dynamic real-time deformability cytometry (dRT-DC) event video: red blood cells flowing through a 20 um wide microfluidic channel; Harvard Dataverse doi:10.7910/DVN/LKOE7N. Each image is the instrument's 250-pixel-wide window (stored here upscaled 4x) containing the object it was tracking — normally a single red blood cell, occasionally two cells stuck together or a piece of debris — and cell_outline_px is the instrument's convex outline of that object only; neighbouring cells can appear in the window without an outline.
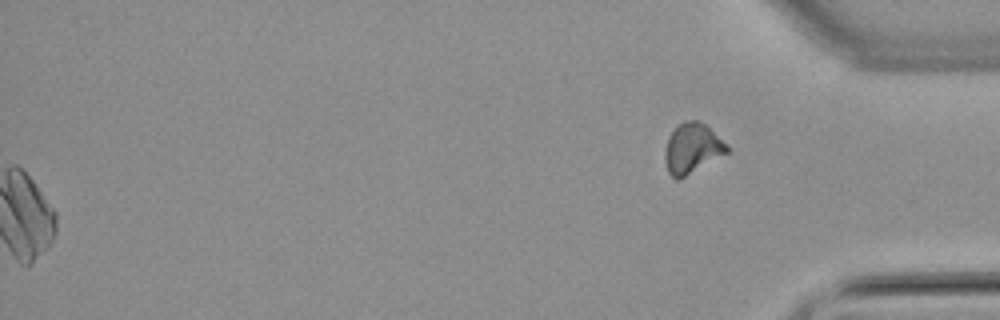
{"species": "common noctule bat (a hibernating species)", "species_latin": "Nyctalus noctula", "temperature_condition": "warm", "stored_images_in_passage": 59, "segment_of_instrument_passage": [2, 2], "camera_frame_rate_fps": 3000, "um_per_image_px": 0.085, "animal": {"sex": "male", "body_mass_g": 21.5, "forearm_length_mm": 52.0}, "frame": {"image": 1, "passage_image": 59, "time_ms": 19.333, "image_size_px": [1000, 320], "cell_outline_px": [[732, 148], [728, 152], [684, 176], [676, 180], [668, 172], [664, 156], [664, 152], [668, 136], [684, 120], [696, 120], [704, 124], [728, 144]], "centroid_in_image_um": [58.84, 12.59], "position_along_channel_um": 376.4, "area_um2": 17.8}}